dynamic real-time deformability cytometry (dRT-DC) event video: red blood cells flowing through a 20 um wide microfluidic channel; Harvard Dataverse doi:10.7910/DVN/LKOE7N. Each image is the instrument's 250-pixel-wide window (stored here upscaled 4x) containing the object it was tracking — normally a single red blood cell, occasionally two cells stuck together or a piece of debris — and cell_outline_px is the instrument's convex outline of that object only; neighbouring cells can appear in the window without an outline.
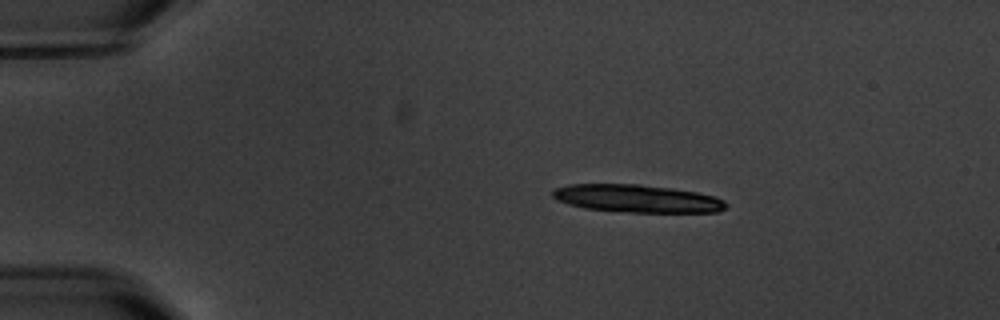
{"species": "common noctule bat (a hibernating species)", "species_latin": "Nyctalus noctula", "temperature_condition": "warm", "stored_images_in_passage": 4, "camera_frame_rate_fps": 3000, "um_per_image_px": 0.085, "animal": {"sex": "male", "body_mass_g": 20.1, "forearm_length_mm": 53.5}, "frame": {"image": 1, "passage_image": 2, "time_ms": 1.333, "image_size_px": [1000, 320], "cell_outline_px": [[728, 204], [724, 208], [716, 212], [628, 212], [584, 208], [568, 204], [556, 200], [552, 196], [552, 192], [556, 188], [568, 184], [640, 184], [672, 188], [696, 192], [716, 196], [724, 200]], "centroid_in_image_um": [54.14, 16.87], "position_along_channel_um": 30.9, "area_um2": 28.09}}